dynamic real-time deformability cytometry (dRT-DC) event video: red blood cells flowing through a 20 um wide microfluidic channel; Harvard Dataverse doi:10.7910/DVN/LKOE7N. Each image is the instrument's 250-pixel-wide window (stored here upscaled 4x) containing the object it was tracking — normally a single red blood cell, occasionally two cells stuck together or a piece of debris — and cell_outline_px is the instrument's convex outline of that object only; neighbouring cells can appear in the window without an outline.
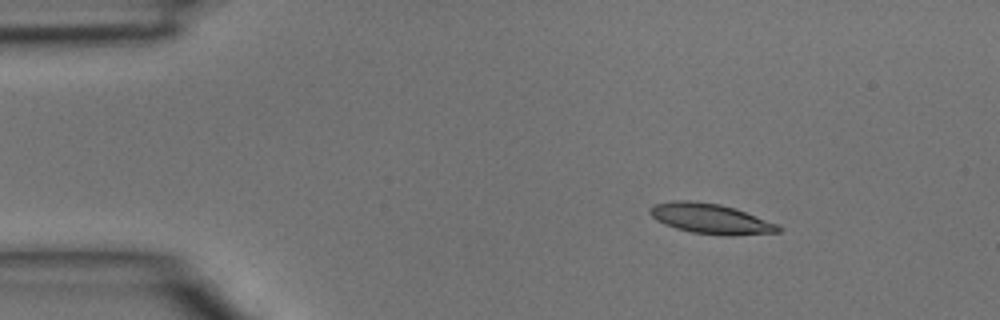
{"species": "common noctule bat (a hibernating species)", "species_latin": "Nyctalus noctula", "temperature_condition": "room temperature", "stored_images_in_passage": 2, "camera_frame_rate_fps": 3000, "um_per_image_px": 0.085, "animal": {"sex": "male", "body_mass_g": 15.6}, "frame": {"image": 1, "passage_image": 1, "time_ms": 0.0, "image_size_px": [1000, 320], "cell_outline_px": [[784, 228], [780, 232], [732, 236], [728, 236], [692, 232], [676, 228], [664, 224], [656, 220], [648, 212], [656, 204], [672, 200], [692, 200], [720, 204], [736, 208], [776, 224]], "centroid_in_image_um": [60.42, 18.59], "position_along_channel_um": 24.6, "area_um2": 22.54}}